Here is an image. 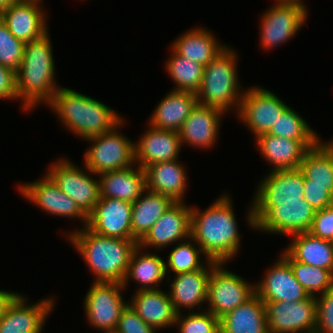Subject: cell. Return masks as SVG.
<instances>
[{"label": "cell", "instance_id": "cell-28", "mask_svg": "<svg viewBox=\"0 0 333 333\" xmlns=\"http://www.w3.org/2000/svg\"><path fill=\"white\" fill-rule=\"evenodd\" d=\"M100 181V196L135 202L146 190L145 170L134 165L129 168L104 172L97 175Z\"/></svg>", "mask_w": 333, "mask_h": 333}, {"label": "cell", "instance_id": "cell-31", "mask_svg": "<svg viewBox=\"0 0 333 333\" xmlns=\"http://www.w3.org/2000/svg\"><path fill=\"white\" fill-rule=\"evenodd\" d=\"M143 251L139 245L133 251L126 276L122 282L124 289H127L128 281L132 279L138 283L139 287L136 291L160 289L158 286L167 277L163 258L159 254L144 253Z\"/></svg>", "mask_w": 333, "mask_h": 333}, {"label": "cell", "instance_id": "cell-16", "mask_svg": "<svg viewBox=\"0 0 333 333\" xmlns=\"http://www.w3.org/2000/svg\"><path fill=\"white\" fill-rule=\"evenodd\" d=\"M191 237V205L174 202L138 242L143 249L156 250L174 245Z\"/></svg>", "mask_w": 333, "mask_h": 333}, {"label": "cell", "instance_id": "cell-45", "mask_svg": "<svg viewBox=\"0 0 333 333\" xmlns=\"http://www.w3.org/2000/svg\"><path fill=\"white\" fill-rule=\"evenodd\" d=\"M17 99L16 72L0 65V100Z\"/></svg>", "mask_w": 333, "mask_h": 333}, {"label": "cell", "instance_id": "cell-46", "mask_svg": "<svg viewBox=\"0 0 333 333\" xmlns=\"http://www.w3.org/2000/svg\"><path fill=\"white\" fill-rule=\"evenodd\" d=\"M19 295V293L14 291H3L0 290V319L5 315L8 306L13 302V300Z\"/></svg>", "mask_w": 333, "mask_h": 333}, {"label": "cell", "instance_id": "cell-32", "mask_svg": "<svg viewBox=\"0 0 333 333\" xmlns=\"http://www.w3.org/2000/svg\"><path fill=\"white\" fill-rule=\"evenodd\" d=\"M287 248L296 261L333 273V242L312 236L309 232L295 234Z\"/></svg>", "mask_w": 333, "mask_h": 333}, {"label": "cell", "instance_id": "cell-49", "mask_svg": "<svg viewBox=\"0 0 333 333\" xmlns=\"http://www.w3.org/2000/svg\"><path fill=\"white\" fill-rule=\"evenodd\" d=\"M30 1H35V2H40V3H42V1H44V0H30Z\"/></svg>", "mask_w": 333, "mask_h": 333}, {"label": "cell", "instance_id": "cell-44", "mask_svg": "<svg viewBox=\"0 0 333 333\" xmlns=\"http://www.w3.org/2000/svg\"><path fill=\"white\" fill-rule=\"evenodd\" d=\"M309 233L333 241V205L316 211Z\"/></svg>", "mask_w": 333, "mask_h": 333}, {"label": "cell", "instance_id": "cell-4", "mask_svg": "<svg viewBox=\"0 0 333 333\" xmlns=\"http://www.w3.org/2000/svg\"><path fill=\"white\" fill-rule=\"evenodd\" d=\"M48 107L69 132L84 140L112 131L125 122L118 112L101 101L61 86Z\"/></svg>", "mask_w": 333, "mask_h": 333}, {"label": "cell", "instance_id": "cell-8", "mask_svg": "<svg viewBox=\"0 0 333 333\" xmlns=\"http://www.w3.org/2000/svg\"><path fill=\"white\" fill-rule=\"evenodd\" d=\"M224 267L225 263H217L208 281L206 310L219 319L256 294L255 283L250 284Z\"/></svg>", "mask_w": 333, "mask_h": 333}, {"label": "cell", "instance_id": "cell-42", "mask_svg": "<svg viewBox=\"0 0 333 333\" xmlns=\"http://www.w3.org/2000/svg\"><path fill=\"white\" fill-rule=\"evenodd\" d=\"M113 333H157L156 329L145 323L128 304L120 315Z\"/></svg>", "mask_w": 333, "mask_h": 333}, {"label": "cell", "instance_id": "cell-29", "mask_svg": "<svg viewBox=\"0 0 333 333\" xmlns=\"http://www.w3.org/2000/svg\"><path fill=\"white\" fill-rule=\"evenodd\" d=\"M171 43V48L180 56L206 66L227 46L221 45L214 34L203 27L184 31ZM218 40V41H217Z\"/></svg>", "mask_w": 333, "mask_h": 333}, {"label": "cell", "instance_id": "cell-38", "mask_svg": "<svg viewBox=\"0 0 333 333\" xmlns=\"http://www.w3.org/2000/svg\"><path fill=\"white\" fill-rule=\"evenodd\" d=\"M195 243L196 242L189 237L187 241L184 240L172 248L167 257V261H165L167 277L169 274L168 271H173L174 275L183 272L196 271L201 269L204 264L207 263L208 260L204 263L203 260H201L200 254L203 256L204 254L197 243Z\"/></svg>", "mask_w": 333, "mask_h": 333}, {"label": "cell", "instance_id": "cell-39", "mask_svg": "<svg viewBox=\"0 0 333 333\" xmlns=\"http://www.w3.org/2000/svg\"><path fill=\"white\" fill-rule=\"evenodd\" d=\"M179 333H220V319L208 310L177 313L175 325Z\"/></svg>", "mask_w": 333, "mask_h": 333}, {"label": "cell", "instance_id": "cell-9", "mask_svg": "<svg viewBox=\"0 0 333 333\" xmlns=\"http://www.w3.org/2000/svg\"><path fill=\"white\" fill-rule=\"evenodd\" d=\"M83 167L86 171L77 167V164L69 161L68 158H60L48 168L46 173L59 189L71 197L88 216L101 198L100 181L94 178L97 174L92 173L85 165Z\"/></svg>", "mask_w": 333, "mask_h": 333}, {"label": "cell", "instance_id": "cell-19", "mask_svg": "<svg viewBox=\"0 0 333 333\" xmlns=\"http://www.w3.org/2000/svg\"><path fill=\"white\" fill-rule=\"evenodd\" d=\"M263 279L255 284L256 294L263 302H296L309 298V294L297 281L290 264L280 255Z\"/></svg>", "mask_w": 333, "mask_h": 333}, {"label": "cell", "instance_id": "cell-35", "mask_svg": "<svg viewBox=\"0 0 333 333\" xmlns=\"http://www.w3.org/2000/svg\"><path fill=\"white\" fill-rule=\"evenodd\" d=\"M165 63L166 70L176 85L173 90L197 93L201 87L204 66L178 55L172 48Z\"/></svg>", "mask_w": 333, "mask_h": 333}, {"label": "cell", "instance_id": "cell-43", "mask_svg": "<svg viewBox=\"0 0 333 333\" xmlns=\"http://www.w3.org/2000/svg\"><path fill=\"white\" fill-rule=\"evenodd\" d=\"M304 200L315 211L333 205V185L304 184Z\"/></svg>", "mask_w": 333, "mask_h": 333}, {"label": "cell", "instance_id": "cell-11", "mask_svg": "<svg viewBox=\"0 0 333 333\" xmlns=\"http://www.w3.org/2000/svg\"><path fill=\"white\" fill-rule=\"evenodd\" d=\"M288 107L277 94L270 90L254 86L245 90L237 119L251 130L254 137L268 133L278 117Z\"/></svg>", "mask_w": 333, "mask_h": 333}, {"label": "cell", "instance_id": "cell-15", "mask_svg": "<svg viewBox=\"0 0 333 333\" xmlns=\"http://www.w3.org/2000/svg\"><path fill=\"white\" fill-rule=\"evenodd\" d=\"M315 213L306 200L278 202L255 224V230L289 237L309 232Z\"/></svg>", "mask_w": 333, "mask_h": 333}, {"label": "cell", "instance_id": "cell-5", "mask_svg": "<svg viewBox=\"0 0 333 333\" xmlns=\"http://www.w3.org/2000/svg\"><path fill=\"white\" fill-rule=\"evenodd\" d=\"M237 57L234 49L227 45L210 63L204 66L202 84L196 93L199 104L217 107L225 113L233 108L237 114L246 90L240 88Z\"/></svg>", "mask_w": 333, "mask_h": 333}, {"label": "cell", "instance_id": "cell-25", "mask_svg": "<svg viewBox=\"0 0 333 333\" xmlns=\"http://www.w3.org/2000/svg\"><path fill=\"white\" fill-rule=\"evenodd\" d=\"M128 304L145 323L156 330L175 325L177 312L167 291L161 289L135 291Z\"/></svg>", "mask_w": 333, "mask_h": 333}, {"label": "cell", "instance_id": "cell-7", "mask_svg": "<svg viewBox=\"0 0 333 333\" xmlns=\"http://www.w3.org/2000/svg\"><path fill=\"white\" fill-rule=\"evenodd\" d=\"M123 124L112 131L86 139L92 145L86 149L83 162L92 173L100 175L136 165L134 143L120 132Z\"/></svg>", "mask_w": 333, "mask_h": 333}, {"label": "cell", "instance_id": "cell-21", "mask_svg": "<svg viewBox=\"0 0 333 333\" xmlns=\"http://www.w3.org/2000/svg\"><path fill=\"white\" fill-rule=\"evenodd\" d=\"M46 12L40 2L18 0L0 11L10 33L24 43L48 32Z\"/></svg>", "mask_w": 333, "mask_h": 333}, {"label": "cell", "instance_id": "cell-48", "mask_svg": "<svg viewBox=\"0 0 333 333\" xmlns=\"http://www.w3.org/2000/svg\"><path fill=\"white\" fill-rule=\"evenodd\" d=\"M18 0H0V11Z\"/></svg>", "mask_w": 333, "mask_h": 333}, {"label": "cell", "instance_id": "cell-12", "mask_svg": "<svg viewBox=\"0 0 333 333\" xmlns=\"http://www.w3.org/2000/svg\"><path fill=\"white\" fill-rule=\"evenodd\" d=\"M260 20V47L266 50L294 37L307 21L308 9L300 4L275 2Z\"/></svg>", "mask_w": 333, "mask_h": 333}, {"label": "cell", "instance_id": "cell-14", "mask_svg": "<svg viewBox=\"0 0 333 333\" xmlns=\"http://www.w3.org/2000/svg\"><path fill=\"white\" fill-rule=\"evenodd\" d=\"M42 177L39 181L19 183L18 192L45 212L54 216L68 217V219L72 217L80 219L83 227H86L88 216L76 202L63 193L47 173Z\"/></svg>", "mask_w": 333, "mask_h": 333}, {"label": "cell", "instance_id": "cell-1", "mask_svg": "<svg viewBox=\"0 0 333 333\" xmlns=\"http://www.w3.org/2000/svg\"><path fill=\"white\" fill-rule=\"evenodd\" d=\"M229 194H222L206 210L191 206V238L201 248L205 260L231 261L242 245Z\"/></svg>", "mask_w": 333, "mask_h": 333}, {"label": "cell", "instance_id": "cell-17", "mask_svg": "<svg viewBox=\"0 0 333 333\" xmlns=\"http://www.w3.org/2000/svg\"><path fill=\"white\" fill-rule=\"evenodd\" d=\"M132 203L101 197L88 215L87 227L103 236L135 240L131 229Z\"/></svg>", "mask_w": 333, "mask_h": 333}, {"label": "cell", "instance_id": "cell-2", "mask_svg": "<svg viewBox=\"0 0 333 333\" xmlns=\"http://www.w3.org/2000/svg\"><path fill=\"white\" fill-rule=\"evenodd\" d=\"M66 238L82 256L94 282H123L130 258L138 246L136 240L107 237L91 231L87 226L75 229Z\"/></svg>", "mask_w": 333, "mask_h": 333}, {"label": "cell", "instance_id": "cell-13", "mask_svg": "<svg viewBox=\"0 0 333 333\" xmlns=\"http://www.w3.org/2000/svg\"><path fill=\"white\" fill-rule=\"evenodd\" d=\"M269 333H314L316 299L296 302H264Z\"/></svg>", "mask_w": 333, "mask_h": 333}, {"label": "cell", "instance_id": "cell-36", "mask_svg": "<svg viewBox=\"0 0 333 333\" xmlns=\"http://www.w3.org/2000/svg\"><path fill=\"white\" fill-rule=\"evenodd\" d=\"M280 255L290 264L295 278L309 296L317 297L333 288V273L330 270L296 261L286 250Z\"/></svg>", "mask_w": 333, "mask_h": 333}, {"label": "cell", "instance_id": "cell-18", "mask_svg": "<svg viewBox=\"0 0 333 333\" xmlns=\"http://www.w3.org/2000/svg\"><path fill=\"white\" fill-rule=\"evenodd\" d=\"M27 298L19 294L8 306L0 319V333H41L45 321L55 306L54 298H45L28 304Z\"/></svg>", "mask_w": 333, "mask_h": 333}, {"label": "cell", "instance_id": "cell-37", "mask_svg": "<svg viewBox=\"0 0 333 333\" xmlns=\"http://www.w3.org/2000/svg\"><path fill=\"white\" fill-rule=\"evenodd\" d=\"M314 131L297 111L288 106L268 133L297 141H320Z\"/></svg>", "mask_w": 333, "mask_h": 333}, {"label": "cell", "instance_id": "cell-22", "mask_svg": "<svg viewBox=\"0 0 333 333\" xmlns=\"http://www.w3.org/2000/svg\"><path fill=\"white\" fill-rule=\"evenodd\" d=\"M225 114L217 107L197 103L178 131L182 146L206 149L215 146Z\"/></svg>", "mask_w": 333, "mask_h": 333}, {"label": "cell", "instance_id": "cell-10", "mask_svg": "<svg viewBox=\"0 0 333 333\" xmlns=\"http://www.w3.org/2000/svg\"><path fill=\"white\" fill-rule=\"evenodd\" d=\"M92 283L83 302L87 321L98 331L114 332L129 302L121 294L124 287L117 282Z\"/></svg>", "mask_w": 333, "mask_h": 333}, {"label": "cell", "instance_id": "cell-34", "mask_svg": "<svg viewBox=\"0 0 333 333\" xmlns=\"http://www.w3.org/2000/svg\"><path fill=\"white\" fill-rule=\"evenodd\" d=\"M300 169L304 174V184L333 185V140H321L310 148Z\"/></svg>", "mask_w": 333, "mask_h": 333}, {"label": "cell", "instance_id": "cell-41", "mask_svg": "<svg viewBox=\"0 0 333 333\" xmlns=\"http://www.w3.org/2000/svg\"><path fill=\"white\" fill-rule=\"evenodd\" d=\"M315 299L316 328L314 333H333V288Z\"/></svg>", "mask_w": 333, "mask_h": 333}, {"label": "cell", "instance_id": "cell-26", "mask_svg": "<svg viewBox=\"0 0 333 333\" xmlns=\"http://www.w3.org/2000/svg\"><path fill=\"white\" fill-rule=\"evenodd\" d=\"M144 170L147 190L168 196L174 202H184L188 176L178 159L154 163Z\"/></svg>", "mask_w": 333, "mask_h": 333}, {"label": "cell", "instance_id": "cell-20", "mask_svg": "<svg viewBox=\"0 0 333 333\" xmlns=\"http://www.w3.org/2000/svg\"><path fill=\"white\" fill-rule=\"evenodd\" d=\"M217 262L208 260L207 263L199 270L183 272L171 276L168 280L169 296L177 313L184 308L193 310L202 308V303H207L208 281L212 268Z\"/></svg>", "mask_w": 333, "mask_h": 333}, {"label": "cell", "instance_id": "cell-3", "mask_svg": "<svg viewBox=\"0 0 333 333\" xmlns=\"http://www.w3.org/2000/svg\"><path fill=\"white\" fill-rule=\"evenodd\" d=\"M51 44L49 31L25 44L23 59L16 72L17 100L25 112L41 103L47 106L60 88L56 85Z\"/></svg>", "mask_w": 333, "mask_h": 333}, {"label": "cell", "instance_id": "cell-6", "mask_svg": "<svg viewBox=\"0 0 333 333\" xmlns=\"http://www.w3.org/2000/svg\"><path fill=\"white\" fill-rule=\"evenodd\" d=\"M304 174L300 168L270 171L261 180L250 203L247 223L255 224L278 202H304Z\"/></svg>", "mask_w": 333, "mask_h": 333}, {"label": "cell", "instance_id": "cell-33", "mask_svg": "<svg viewBox=\"0 0 333 333\" xmlns=\"http://www.w3.org/2000/svg\"><path fill=\"white\" fill-rule=\"evenodd\" d=\"M173 203L170 197L146 189L132 203V237L139 242Z\"/></svg>", "mask_w": 333, "mask_h": 333}, {"label": "cell", "instance_id": "cell-24", "mask_svg": "<svg viewBox=\"0 0 333 333\" xmlns=\"http://www.w3.org/2000/svg\"><path fill=\"white\" fill-rule=\"evenodd\" d=\"M181 147L177 131L159 130L149 126L139 141H134L135 163L144 169L154 163L176 160Z\"/></svg>", "mask_w": 333, "mask_h": 333}, {"label": "cell", "instance_id": "cell-30", "mask_svg": "<svg viewBox=\"0 0 333 333\" xmlns=\"http://www.w3.org/2000/svg\"><path fill=\"white\" fill-rule=\"evenodd\" d=\"M220 333H269L265 303L255 294L220 318Z\"/></svg>", "mask_w": 333, "mask_h": 333}, {"label": "cell", "instance_id": "cell-27", "mask_svg": "<svg viewBox=\"0 0 333 333\" xmlns=\"http://www.w3.org/2000/svg\"><path fill=\"white\" fill-rule=\"evenodd\" d=\"M155 107L148 126L159 130L179 131L198 103L197 95L188 91L171 90Z\"/></svg>", "mask_w": 333, "mask_h": 333}, {"label": "cell", "instance_id": "cell-40", "mask_svg": "<svg viewBox=\"0 0 333 333\" xmlns=\"http://www.w3.org/2000/svg\"><path fill=\"white\" fill-rule=\"evenodd\" d=\"M25 44L10 33L6 23L0 18V65L17 72L23 59Z\"/></svg>", "mask_w": 333, "mask_h": 333}, {"label": "cell", "instance_id": "cell-23", "mask_svg": "<svg viewBox=\"0 0 333 333\" xmlns=\"http://www.w3.org/2000/svg\"><path fill=\"white\" fill-rule=\"evenodd\" d=\"M258 151L271 164V171L300 168L305 153L319 141H297L269 133L255 138Z\"/></svg>", "mask_w": 333, "mask_h": 333}, {"label": "cell", "instance_id": "cell-47", "mask_svg": "<svg viewBox=\"0 0 333 333\" xmlns=\"http://www.w3.org/2000/svg\"><path fill=\"white\" fill-rule=\"evenodd\" d=\"M277 2H283V3H294V4H300L303 7L307 9V6L304 4L303 0H275Z\"/></svg>", "mask_w": 333, "mask_h": 333}]
</instances>
